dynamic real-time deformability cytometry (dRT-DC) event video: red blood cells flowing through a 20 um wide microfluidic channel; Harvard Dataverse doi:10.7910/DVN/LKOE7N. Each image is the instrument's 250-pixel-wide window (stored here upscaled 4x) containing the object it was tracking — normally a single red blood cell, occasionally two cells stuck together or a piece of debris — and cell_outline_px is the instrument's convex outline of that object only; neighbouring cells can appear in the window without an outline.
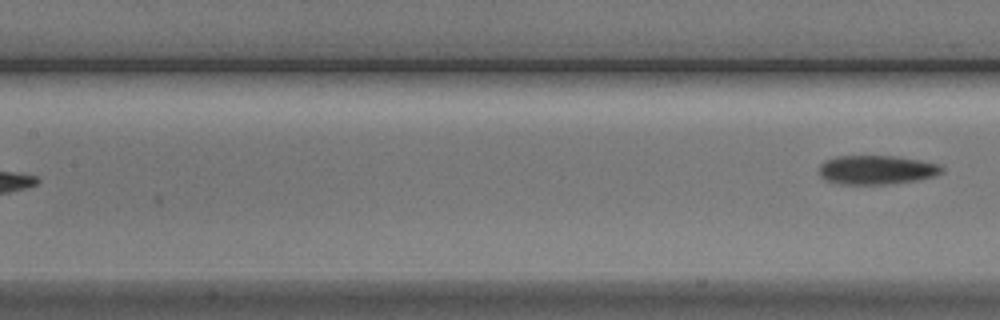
{"species": "Egyptian fruit bat (a non-hibernating species)", "species_latin": "Rousettus aegyptiacus", "temperature_condition": "cold", "stored_images_in_passage": 8, "camera_frame_rate_fps": 3000, "um_per_image_px": 0.085, "animal": {"sex": "male"}, "frame": {"image": 1, "passage_image": 8, "time_ms": 9.0, "image_size_px": [1000, 320], "cell_outline_px": [[944, 172], [932, 176], [916, 180], [888, 184], [840, 184], [824, 180], [820, 176], [820, 164], [824, 160], [836, 156], [896, 156], [940, 164], [944, 168]], "centroid_in_image_um": [74.49, 14.43], "position_along_channel_um": 132.9, "area_um2": 20.81}}